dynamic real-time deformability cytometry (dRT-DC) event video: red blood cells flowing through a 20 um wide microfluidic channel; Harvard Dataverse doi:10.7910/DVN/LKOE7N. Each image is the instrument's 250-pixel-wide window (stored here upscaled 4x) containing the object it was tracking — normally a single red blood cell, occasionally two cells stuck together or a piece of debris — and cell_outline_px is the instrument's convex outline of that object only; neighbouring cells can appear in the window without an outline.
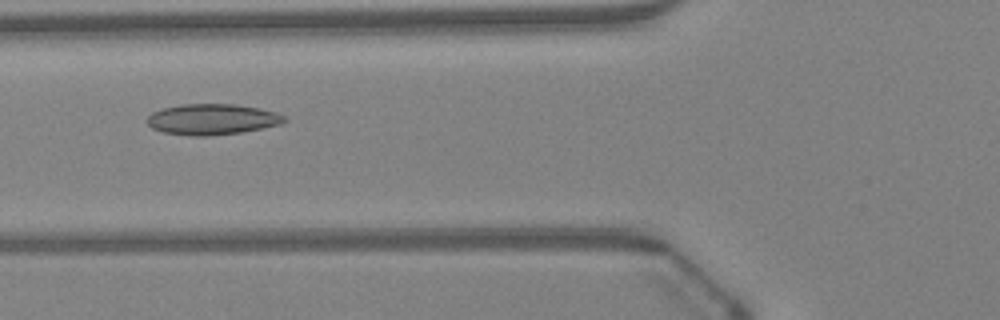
{"species": "Egyptian fruit bat (a non-hibernating species)", "species_latin": "Rousettus aegyptiacus", "temperature_condition": "warm", "stored_images_in_passage": 28, "camera_frame_rate_fps": 3000, "um_per_image_px": 0.085, "animal": {"sex": "female"}, "frame": {"image": 1, "passage_image": 8, "time_ms": 2.333, "image_size_px": [1000, 320], "cell_outline_px": [[288, 120], [280, 124], [240, 132], [208, 136], [188, 136], [164, 132], [152, 128], [144, 120], [152, 112], [160, 108], [180, 104], [236, 104], [260, 108], [276, 112], [284, 116]], "centroid_in_image_um": [17.98, 10.13], "position_along_channel_um": 107.8, "area_um2": 24.8}}
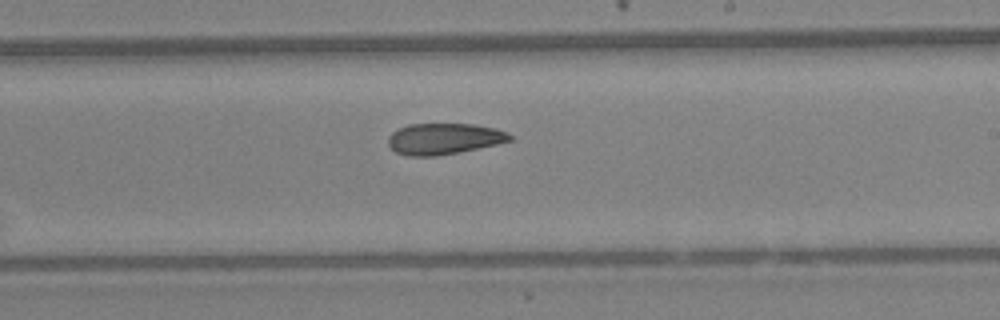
{"frame": {"image": 2, "passage_image": 18, "time_ms": 5.667, "image_size_px": [1000, 320], "cell_outline_px": [[512, 140], [496, 144], [436, 156], [408, 156], [396, 152], [388, 144], [388, 136], [392, 132], [408, 124], [472, 124], [496, 128], [508, 132], [512, 136]], "centroid_in_image_um": [37.72, 11.79], "position_along_channel_um": 251.3, "area_um2": 21.91}}
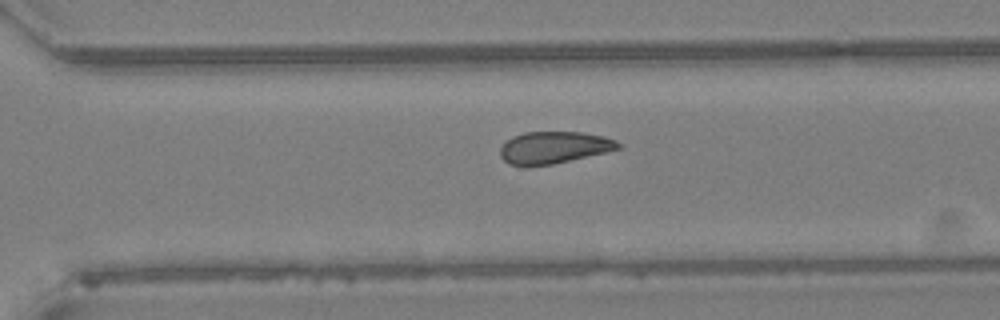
{"frame": {"image": 3, "passage_image": 23, "time_ms": 7.333, "image_size_px": [1000, 320], "cell_outline_px": [[620, 148], [608, 152], [552, 164], [508, 164], [500, 156], [500, 148], [512, 136], [524, 132], [580, 132], [604, 136], [616, 140], [620, 144]], "centroid_in_image_um": [47.11, 12.52], "position_along_channel_um": 323.5, "area_um2": 21.68}, "authors_computed_cell_mechanics": {"area_um2": 22.8021, "velocity_mm_per_s": 4.3238, "shape_relaxation_time_tau1_ms": null, "shape_relaxation_time_tau2_ms": 5.2589, "deformation_change_tau1": null, "deformation_change_tau2": 0.1052}}